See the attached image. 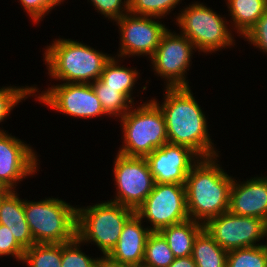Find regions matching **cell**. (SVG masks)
<instances>
[{
  "label": "cell",
  "mask_w": 267,
  "mask_h": 267,
  "mask_svg": "<svg viewBox=\"0 0 267 267\" xmlns=\"http://www.w3.org/2000/svg\"><path fill=\"white\" fill-rule=\"evenodd\" d=\"M165 90L161 105L153 101L163 112L169 143L186 146L200 158L218 156L208 134L205 115L190 87H166Z\"/></svg>",
  "instance_id": "cell-1"
},
{
  "label": "cell",
  "mask_w": 267,
  "mask_h": 267,
  "mask_svg": "<svg viewBox=\"0 0 267 267\" xmlns=\"http://www.w3.org/2000/svg\"><path fill=\"white\" fill-rule=\"evenodd\" d=\"M216 160L217 155L198 159L185 182L189 218L202 224L229 208L233 178Z\"/></svg>",
  "instance_id": "cell-2"
},
{
  "label": "cell",
  "mask_w": 267,
  "mask_h": 267,
  "mask_svg": "<svg viewBox=\"0 0 267 267\" xmlns=\"http://www.w3.org/2000/svg\"><path fill=\"white\" fill-rule=\"evenodd\" d=\"M44 60L48 74L66 83L91 84L99 79L111 56L70 39H58L47 46ZM92 80V82H91Z\"/></svg>",
  "instance_id": "cell-3"
},
{
  "label": "cell",
  "mask_w": 267,
  "mask_h": 267,
  "mask_svg": "<svg viewBox=\"0 0 267 267\" xmlns=\"http://www.w3.org/2000/svg\"><path fill=\"white\" fill-rule=\"evenodd\" d=\"M120 121L125 145L119 149L121 155L146 157L169 143L163 112L153 100L129 109Z\"/></svg>",
  "instance_id": "cell-4"
},
{
  "label": "cell",
  "mask_w": 267,
  "mask_h": 267,
  "mask_svg": "<svg viewBox=\"0 0 267 267\" xmlns=\"http://www.w3.org/2000/svg\"><path fill=\"white\" fill-rule=\"evenodd\" d=\"M84 208H77L76 236L82 243H96L106 257L135 211L112 200Z\"/></svg>",
  "instance_id": "cell-5"
},
{
  "label": "cell",
  "mask_w": 267,
  "mask_h": 267,
  "mask_svg": "<svg viewBox=\"0 0 267 267\" xmlns=\"http://www.w3.org/2000/svg\"><path fill=\"white\" fill-rule=\"evenodd\" d=\"M24 212L35 243H66L76 237L77 207L61 199L25 200Z\"/></svg>",
  "instance_id": "cell-6"
},
{
  "label": "cell",
  "mask_w": 267,
  "mask_h": 267,
  "mask_svg": "<svg viewBox=\"0 0 267 267\" xmlns=\"http://www.w3.org/2000/svg\"><path fill=\"white\" fill-rule=\"evenodd\" d=\"M182 10L176 23L199 52L211 53L235 43L227 21L203 3L195 2Z\"/></svg>",
  "instance_id": "cell-7"
},
{
  "label": "cell",
  "mask_w": 267,
  "mask_h": 267,
  "mask_svg": "<svg viewBox=\"0 0 267 267\" xmlns=\"http://www.w3.org/2000/svg\"><path fill=\"white\" fill-rule=\"evenodd\" d=\"M135 213L147 219L151 232L182 223L189 218L185 185L178 183H155L153 190Z\"/></svg>",
  "instance_id": "cell-8"
},
{
  "label": "cell",
  "mask_w": 267,
  "mask_h": 267,
  "mask_svg": "<svg viewBox=\"0 0 267 267\" xmlns=\"http://www.w3.org/2000/svg\"><path fill=\"white\" fill-rule=\"evenodd\" d=\"M204 229L227 252L264 245L256 243L267 236V223L263 219L239 216L229 211L209 219Z\"/></svg>",
  "instance_id": "cell-9"
},
{
  "label": "cell",
  "mask_w": 267,
  "mask_h": 267,
  "mask_svg": "<svg viewBox=\"0 0 267 267\" xmlns=\"http://www.w3.org/2000/svg\"><path fill=\"white\" fill-rule=\"evenodd\" d=\"M113 171L118 192L112 202L136 211L155 185L146 158L127 157L118 153Z\"/></svg>",
  "instance_id": "cell-10"
},
{
  "label": "cell",
  "mask_w": 267,
  "mask_h": 267,
  "mask_svg": "<svg viewBox=\"0 0 267 267\" xmlns=\"http://www.w3.org/2000/svg\"><path fill=\"white\" fill-rule=\"evenodd\" d=\"M168 30L163 34L155 53L150 57L153 69L158 76L168 80L166 87H189L185 72L189 70L192 52L196 48L183 34Z\"/></svg>",
  "instance_id": "cell-11"
},
{
  "label": "cell",
  "mask_w": 267,
  "mask_h": 267,
  "mask_svg": "<svg viewBox=\"0 0 267 267\" xmlns=\"http://www.w3.org/2000/svg\"><path fill=\"white\" fill-rule=\"evenodd\" d=\"M37 98L50 108L75 118L89 119L105 115L91 84H57L48 87L47 91L39 94Z\"/></svg>",
  "instance_id": "cell-12"
},
{
  "label": "cell",
  "mask_w": 267,
  "mask_h": 267,
  "mask_svg": "<svg viewBox=\"0 0 267 267\" xmlns=\"http://www.w3.org/2000/svg\"><path fill=\"white\" fill-rule=\"evenodd\" d=\"M152 18L161 19L127 13L116 20L121 32L118 57L149 55L150 58L155 53L167 28Z\"/></svg>",
  "instance_id": "cell-13"
},
{
  "label": "cell",
  "mask_w": 267,
  "mask_h": 267,
  "mask_svg": "<svg viewBox=\"0 0 267 267\" xmlns=\"http://www.w3.org/2000/svg\"><path fill=\"white\" fill-rule=\"evenodd\" d=\"M145 158L155 183L183 185H185L192 166L200 159L190 148L171 143H166L155 149Z\"/></svg>",
  "instance_id": "cell-14"
},
{
  "label": "cell",
  "mask_w": 267,
  "mask_h": 267,
  "mask_svg": "<svg viewBox=\"0 0 267 267\" xmlns=\"http://www.w3.org/2000/svg\"><path fill=\"white\" fill-rule=\"evenodd\" d=\"M37 158L33 149L20 139L0 132V182L14 190L16 182L36 173Z\"/></svg>",
  "instance_id": "cell-15"
},
{
  "label": "cell",
  "mask_w": 267,
  "mask_h": 267,
  "mask_svg": "<svg viewBox=\"0 0 267 267\" xmlns=\"http://www.w3.org/2000/svg\"><path fill=\"white\" fill-rule=\"evenodd\" d=\"M228 211L260 218L267 223V176L254 177L240 184L233 178Z\"/></svg>",
  "instance_id": "cell-16"
},
{
  "label": "cell",
  "mask_w": 267,
  "mask_h": 267,
  "mask_svg": "<svg viewBox=\"0 0 267 267\" xmlns=\"http://www.w3.org/2000/svg\"><path fill=\"white\" fill-rule=\"evenodd\" d=\"M143 220L135 213L124 225L116 246L105 257L118 265L142 267L146 240L150 228L142 226Z\"/></svg>",
  "instance_id": "cell-17"
},
{
  "label": "cell",
  "mask_w": 267,
  "mask_h": 267,
  "mask_svg": "<svg viewBox=\"0 0 267 267\" xmlns=\"http://www.w3.org/2000/svg\"><path fill=\"white\" fill-rule=\"evenodd\" d=\"M12 190L0 205V224L7 226L17 242L24 248L35 244L24 212V200Z\"/></svg>",
  "instance_id": "cell-18"
},
{
  "label": "cell",
  "mask_w": 267,
  "mask_h": 267,
  "mask_svg": "<svg viewBox=\"0 0 267 267\" xmlns=\"http://www.w3.org/2000/svg\"><path fill=\"white\" fill-rule=\"evenodd\" d=\"M203 228L204 224L188 219L163 228L159 233L168 243L175 258H181L192 254L194 240Z\"/></svg>",
  "instance_id": "cell-19"
},
{
  "label": "cell",
  "mask_w": 267,
  "mask_h": 267,
  "mask_svg": "<svg viewBox=\"0 0 267 267\" xmlns=\"http://www.w3.org/2000/svg\"><path fill=\"white\" fill-rule=\"evenodd\" d=\"M231 20L237 33L245 36L264 15L267 0H227Z\"/></svg>",
  "instance_id": "cell-20"
},
{
  "label": "cell",
  "mask_w": 267,
  "mask_h": 267,
  "mask_svg": "<svg viewBox=\"0 0 267 267\" xmlns=\"http://www.w3.org/2000/svg\"><path fill=\"white\" fill-rule=\"evenodd\" d=\"M227 254L203 228L194 240L191 256L197 267H226Z\"/></svg>",
  "instance_id": "cell-21"
},
{
  "label": "cell",
  "mask_w": 267,
  "mask_h": 267,
  "mask_svg": "<svg viewBox=\"0 0 267 267\" xmlns=\"http://www.w3.org/2000/svg\"><path fill=\"white\" fill-rule=\"evenodd\" d=\"M115 58L111 57L109 59L99 79L107 87L117 88L118 91L124 93L135 104L131 95L136 79L139 78L138 71L118 65V60Z\"/></svg>",
  "instance_id": "cell-22"
},
{
  "label": "cell",
  "mask_w": 267,
  "mask_h": 267,
  "mask_svg": "<svg viewBox=\"0 0 267 267\" xmlns=\"http://www.w3.org/2000/svg\"><path fill=\"white\" fill-rule=\"evenodd\" d=\"M91 85L106 115H116L115 117L121 118L134 107L133 102L124 93L118 91L117 88L107 87L100 79L95 80Z\"/></svg>",
  "instance_id": "cell-23"
},
{
  "label": "cell",
  "mask_w": 267,
  "mask_h": 267,
  "mask_svg": "<svg viewBox=\"0 0 267 267\" xmlns=\"http://www.w3.org/2000/svg\"><path fill=\"white\" fill-rule=\"evenodd\" d=\"M62 243H35L25 249L22 262L28 267H61Z\"/></svg>",
  "instance_id": "cell-24"
},
{
  "label": "cell",
  "mask_w": 267,
  "mask_h": 267,
  "mask_svg": "<svg viewBox=\"0 0 267 267\" xmlns=\"http://www.w3.org/2000/svg\"><path fill=\"white\" fill-rule=\"evenodd\" d=\"M174 260L164 237L159 232H151L146 240L142 267H168Z\"/></svg>",
  "instance_id": "cell-25"
},
{
  "label": "cell",
  "mask_w": 267,
  "mask_h": 267,
  "mask_svg": "<svg viewBox=\"0 0 267 267\" xmlns=\"http://www.w3.org/2000/svg\"><path fill=\"white\" fill-rule=\"evenodd\" d=\"M226 267H267V245L229 251Z\"/></svg>",
  "instance_id": "cell-26"
},
{
  "label": "cell",
  "mask_w": 267,
  "mask_h": 267,
  "mask_svg": "<svg viewBox=\"0 0 267 267\" xmlns=\"http://www.w3.org/2000/svg\"><path fill=\"white\" fill-rule=\"evenodd\" d=\"M179 2L180 0H129V13L161 18L170 13Z\"/></svg>",
  "instance_id": "cell-27"
},
{
  "label": "cell",
  "mask_w": 267,
  "mask_h": 267,
  "mask_svg": "<svg viewBox=\"0 0 267 267\" xmlns=\"http://www.w3.org/2000/svg\"><path fill=\"white\" fill-rule=\"evenodd\" d=\"M82 242L76 236L73 240L62 243L61 267H98L101 258H91L80 250Z\"/></svg>",
  "instance_id": "cell-28"
},
{
  "label": "cell",
  "mask_w": 267,
  "mask_h": 267,
  "mask_svg": "<svg viewBox=\"0 0 267 267\" xmlns=\"http://www.w3.org/2000/svg\"><path fill=\"white\" fill-rule=\"evenodd\" d=\"M36 87H2L0 88V123L9 116V113L15 105H17L19 102H22L21 100H24L37 91ZM0 132H4V130L0 129Z\"/></svg>",
  "instance_id": "cell-29"
},
{
  "label": "cell",
  "mask_w": 267,
  "mask_h": 267,
  "mask_svg": "<svg viewBox=\"0 0 267 267\" xmlns=\"http://www.w3.org/2000/svg\"><path fill=\"white\" fill-rule=\"evenodd\" d=\"M98 12L108 19L116 21L129 13V0H91ZM124 6V7H122ZM123 9V10H122ZM126 10V11H125ZM124 11V12H123Z\"/></svg>",
  "instance_id": "cell-30"
},
{
  "label": "cell",
  "mask_w": 267,
  "mask_h": 267,
  "mask_svg": "<svg viewBox=\"0 0 267 267\" xmlns=\"http://www.w3.org/2000/svg\"><path fill=\"white\" fill-rule=\"evenodd\" d=\"M25 249L14 238L10 229L0 224V256L12 255L22 261Z\"/></svg>",
  "instance_id": "cell-31"
},
{
  "label": "cell",
  "mask_w": 267,
  "mask_h": 267,
  "mask_svg": "<svg viewBox=\"0 0 267 267\" xmlns=\"http://www.w3.org/2000/svg\"><path fill=\"white\" fill-rule=\"evenodd\" d=\"M24 10L34 22H39L46 13H49L55 6L60 5L63 0H19ZM54 6V7H53Z\"/></svg>",
  "instance_id": "cell-32"
},
{
  "label": "cell",
  "mask_w": 267,
  "mask_h": 267,
  "mask_svg": "<svg viewBox=\"0 0 267 267\" xmlns=\"http://www.w3.org/2000/svg\"><path fill=\"white\" fill-rule=\"evenodd\" d=\"M244 38L263 52H267V9Z\"/></svg>",
  "instance_id": "cell-33"
},
{
  "label": "cell",
  "mask_w": 267,
  "mask_h": 267,
  "mask_svg": "<svg viewBox=\"0 0 267 267\" xmlns=\"http://www.w3.org/2000/svg\"><path fill=\"white\" fill-rule=\"evenodd\" d=\"M168 267H197L192 256L175 258V260Z\"/></svg>",
  "instance_id": "cell-34"
},
{
  "label": "cell",
  "mask_w": 267,
  "mask_h": 267,
  "mask_svg": "<svg viewBox=\"0 0 267 267\" xmlns=\"http://www.w3.org/2000/svg\"><path fill=\"white\" fill-rule=\"evenodd\" d=\"M98 267H138V266L118 265L110 262L109 260H107L105 257L102 256V259L100 260Z\"/></svg>",
  "instance_id": "cell-35"
},
{
  "label": "cell",
  "mask_w": 267,
  "mask_h": 267,
  "mask_svg": "<svg viewBox=\"0 0 267 267\" xmlns=\"http://www.w3.org/2000/svg\"><path fill=\"white\" fill-rule=\"evenodd\" d=\"M12 190H0V205L4 198L11 192Z\"/></svg>",
  "instance_id": "cell-36"
},
{
  "label": "cell",
  "mask_w": 267,
  "mask_h": 267,
  "mask_svg": "<svg viewBox=\"0 0 267 267\" xmlns=\"http://www.w3.org/2000/svg\"><path fill=\"white\" fill-rule=\"evenodd\" d=\"M0 190H11L10 188L4 186L1 182H0Z\"/></svg>",
  "instance_id": "cell-37"
}]
</instances>
